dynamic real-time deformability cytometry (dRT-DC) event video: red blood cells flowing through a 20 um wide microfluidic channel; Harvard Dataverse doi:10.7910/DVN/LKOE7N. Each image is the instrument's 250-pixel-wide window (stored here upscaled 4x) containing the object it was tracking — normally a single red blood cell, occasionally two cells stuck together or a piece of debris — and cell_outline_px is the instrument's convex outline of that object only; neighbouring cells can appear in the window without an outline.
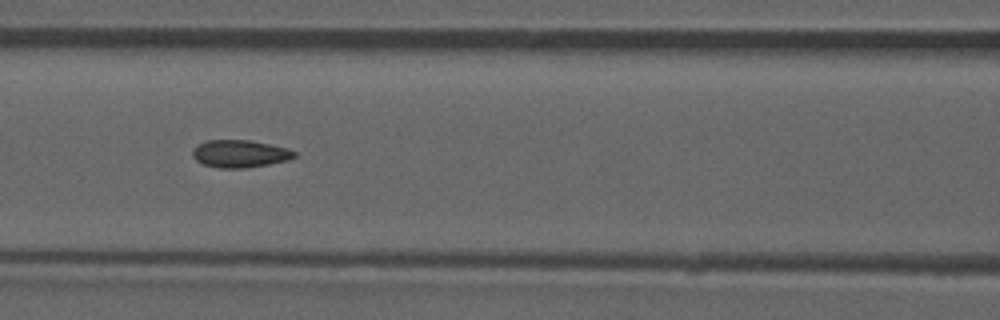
{"species": "common noctule bat (a hibernating species)", "species_latin": "Nyctalus noctula", "temperature_condition": "room temperature", "stored_images_in_passage": 52, "camera_frame_rate_fps": 3000, "um_per_image_px": 0.085, "animal": {"sex": "male", "forearm_length_mm": 52.5}, "frame": {"image": 1, "passage_image": 23, "time_ms": 7.333, "image_size_px": [1000, 320], "cell_outline_px": [[296, 156], [288, 160], [268, 164], [244, 168], [220, 168], [204, 164], [196, 160], [192, 156], [192, 148], [208, 140], [252, 140], [288, 148], [296, 152]], "centroid_in_image_um": [20.4, 13.06], "position_along_channel_um": 146.2, "area_um2": 16.3}, "authors_computed_cell_mechanics": {"area_um2": 16.2996, "velocity_mm_per_s": 3.9247, "shape_relaxation_time_tau1_ms": null, "shape_relaxation_time_tau2_ms": 2.0207, "deformation_change_tau1": null, "deformation_change_tau2": 0.0687}}